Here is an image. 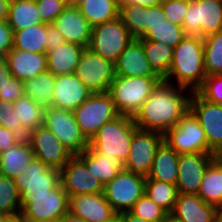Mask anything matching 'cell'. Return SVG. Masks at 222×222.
Listing matches in <instances>:
<instances>
[{
  "mask_svg": "<svg viewBox=\"0 0 222 222\" xmlns=\"http://www.w3.org/2000/svg\"><path fill=\"white\" fill-rule=\"evenodd\" d=\"M164 11L161 5L146 7V35L152 30V27L166 22Z\"/></svg>",
  "mask_w": 222,
  "mask_h": 222,
  "instance_id": "cell-48",
  "label": "cell"
},
{
  "mask_svg": "<svg viewBox=\"0 0 222 222\" xmlns=\"http://www.w3.org/2000/svg\"><path fill=\"white\" fill-rule=\"evenodd\" d=\"M161 6L168 21L183 26L189 0H164Z\"/></svg>",
  "mask_w": 222,
  "mask_h": 222,
  "instance_id": "cell-45",
  "label": "cell"
},
{
  "mask_svg": "<svg viewBox=\"0 0 222 222\" xmlns=\"http://www.w3.org/2000/svg\"><path fill=\"white\" fill-rule=\"evenodd\" d=\"M144 193L168 213L172 212L179 194L176 185L154 179H146Z\"/></svg>",
  "mask_w": 222,
  "mask_h": 222,
  "instance_id": "cell-36",
  "label": "cell"
},
{
  "mask_svg": "<svg viewBox=\"0 0 222 222\" xmlns=\"http://www.w3.org/2000/svg\"><path fill=\"white\" fill-rule=\"evenodd\" d=\"M69 212V196L60 183L48 194H25L21 214L25 220H62Z\"/></svg>",
  "mask_w": 222,
  "mask_h": 222,
  "instance_id": "cell-7",
  "label": "cell"
},
{
  "mask_svg": "<svg viewBox=\"0 0 222 222\" xmlns=\"http://www.w3.org/2000/svg\"><path fill=\"white\" fill-rule=\"evenodd\" d=\"M186 90L162 79L133 116L134 124L141 130L165 134L189 110L192 91L185 95Z\"/></svg>",
  "mask_w": 222,
  "mask_h": 222,
  "instance_id": "cell-1",
  "label": "cell"
},
{
  "mask_svg": "<svg viewBox=\"0 0 222 222\" xmlns=\"http://www.w3.org/2000/svg\"><path fill=\"white\" fill-rule=\"evenodd\" d=\"M196 92L206 101L222 105V75L206 76Z\"/></svg>",
  "mask_w": 222,
  "mask_h": 222,
  "instance_id": "cell-43",
  "label": "cell"
},
{
  "mask_svg": "<svg viewBox=\"0 0 222 222\" xmlns=\"http://www.w3.org/2000/svg\"><path fill=\"white\" fill-rule=\"evenodd\" d=\"M13 48V30L7 20L0 22V57H4Z\"/></svg>",
  "mask_w": 222,
  "mask_h": 222,
  "instance_id": "cell-47",
  "label": "cell"
},
{
  "mask_svg": "<svg viewBox=\"0 0 222 222\" xmlns=\"http://www.w3.org/2000/svg\"><path fill=\"white\" fill-rule=\"evenodd\" d=\"M81 133L89 141L102 125L115 119L120 114L108 92L92 93L73 111Z\"/></svg>",
  "mask_w": 222,
  "mask_h": 222,
  "instance_id": "cell-6",
  "label": "cell"
},
{
  "mask_svg": "<svg viewBox=\"0 0 222 222\" xmlns=\"http://www.w3.org/2000/svg\"><path fill=\"white\" fill-rule=\"evenodd\" d=\"M215 222H222V205L218 206L216 209Z\"/></svg>",
  "mask_w": 222,
  "mask_h": 222,
  "instance_id": "cell-59",
  "label": "cell"
},
{
  "mask_svg": "<svg viewBox=\"0 0 222 222\" xmlns=\"http://www.w3.org/2000/svg\"><path fill=\"white\" fill-rule=\"evenodd\" d=\"M161 80L160 77L115 76L108 93L120 115L133 117Z\"/></svg>",
  "mask_w": 222,
  "mask_h": 222,
  "instance_id": "cell-4",
  "label": "cell"
},
{
  "mask_svg": "<svg viewBox=\"0 0 222 222\" xmlns=\"http://www.w3.org/2000/svg\"><path fill=\"white\" fill-rule=\"evenodd\" d=\"M64 222H86L80 217L72 215L70 212H68L62 219Z\"/></svg>",
  "mask_w": 222,
  "mask_h": 222,
  "instance_id": "cell-56",
  "label": "cell"
},
{
  "mask_svg": "<svg viewBox=\"0 0 222 222\" xmlns=\"http://www.w3.org/2000/svg\"><path fill=\"white\" fill-rule=\"evenodd\" d=\"M164 143V134L137 129L132 138L130 152L123 169L147 176L159 147Z\"/></svg>",
  "mask_w": 222,
  "mask_h": 222,
  "instance_id": "cell-13",
  "label": "cell"
},
{
  "mask_svg": "<svg viewBox=\"0 0 222 222\" xmlns=\"http://www.w3.org/2000/svg\"><path fill=\"white\" fill-rule=\"evenodd\" d=\"M4 58L12 76L22 82L47 71L46 53H31L12 48Z\"/></svg>",
  "mask_w": 222,
  "mask_h": 222,
  "instance_id": "cell-23",
  "label": "cell"
},
{
  "mask_svg": "<svg viewBox=\"0 0 222 222\" xmlns=\"http://www.w3.org/2000/svg\"><path fill=\"white\" fill-rule=\"evenodd\" d=\"M77 156L86 164L90 173L104 185L123 169V165L117 158L107 154H98L90 147Z\"/></svg>",
  "mask_w": 222,
  "mask_h": 222,
  "instance_id": "cell-27",
  "label": "cell"
},
{
  "mask_svg": "<svg viewBox=\"0 0 222 222\" xmlns=\"http://www.w3.org/2000/svg\"><path fill=\"white\" fill-rule=\"evenodd\" d=\"M115 75L124 77H159L151 68L142 39H133L114 63Z\"/></svg>",
  "mask_w": 222,
  "mask_h": 222,
  "instance_id": "cell-22",
  "label": "cell"
},
{
  "mask_svg": "<svg viewBox=\"0 0 222 222\" xmlns=\"http://www.w3.org/2000/svg\"><path fill=\"white\" fill-rule=\"evenodd\" d=\"M164 0H120V4L140 5L142 7H152L161 5Z\"/></svg>",
  "mask_w": 222,
  "mask_h": 222,
  "instance_id": "cell-52",
  "label": "cell"
},
{
  "mask_svg": "<svg viewBox=\"0 0 222 222\" xmlns=\"http://www.w3.org/2000/svg\"><path fill=\"white\" fill-rule=\"evenodd\" d=\"M206 76L222 75V31L203 37Z\"/></svg>",
  "mask_w": 222,
  "mask_h": 222,
  "instance_id": "cell-38",
  "label": "cell"
},
{
  "mask_svg": "<svg viewBox=\"0 0 222 222\" xmlns=\"http://www.w3.org/2000/svg\"><path fill=\"white\" fill-rule=\"evenodd\" d=\"M3 222H25L21 213L7 215Z\"/></svg>",
  "mask_w": 222,
  "mask_h": 222,
  "instance_id": "cell-55",
  "label": "cell"
},
{
  "mask_svg": "<svg viewBox=\"0 0 222 222\" xmlns=\"http://www.w3.org/2000/svg\"><path fill=\"white\" fill-rule=\"evenodd\" d=\"M143 49L153 71L164 79L173 59L174 48L162 42L143 41Z\"/></svg>",
  "mask_w": 222,
  "mask_h": 222,
  "instance_id": "cell-34",
  "label": "cell"
},
{
  "mask_svg": "<svg viewBox=\"0 0 222 222\" xmlns=\"http://www.w3.org/2000/svg\"><path fill=\"white\" fill-rule=\"evenodd\" d=\"M34 152L27 139H21L17 144L0 153V175L15 179L29 166Z\"/></svg>",
  "mask_w": 222,
  "mask_h": 222,
  "instance_id": "cell-25",
  "label": "cell"
},
{
  "mask_svg": "<svg viewBox=\"0 0 222 222\" xmlns=\"http://www.w3.org/2000/svg\"><path fill=\"white\" fill-rule=\"evenodd\" d=\"M198 196L215 207L222 205V166L214 160L205 170Z\"/></svg>",
  "mask_w": 222,
  "mask_h": 222,
  "instance_id": "cell-33",
  "label": "cell"
},
{
  "mask_svg": "<svg viewBox=\"0 0 222 222\" xmlns=\"http://www.w3.org/2000/svg\"><path fill=\"white\" fill-rule=\"evenodd\" d=\"M69 212L86 222H104L117 214L103 193L69 197Z\"/></svg>",
  "mask_w": 222,
  "mask_h": 222,
  "instance_id": "cell-20",
  "label": "cell"
},
{
  "mask_svg": "<svg viewBox=\"0 0 222 222\" xmlns=\"http://www.w3.org/2000/svg\"><path fill=\"white\" fill-rule=\"evenodd\" d=\"M56 76L45 71L24 82L25 96L44 108L52 105Z\"/></svg>",
  "mask_w": 222,
  "mask_h": 222,
  "instance_id": "cell-31",
  "label": "cell"
},
{
  "mask_svg": "<svg viewBox=\"0 0 222 222\" xmlns=\"http://www.w3.org/2000/svg\"><path fill=\"white\" fill-rule=\"evenodd\" d=\"M104 222H123V220L120 214H116L114 217Z\"/></svg>",
  "mask_w": 222,
  "mask_h": 222,
  "instance_id": "cell-60",
  "label": "cell"
},
{
  "mask_svg": "<svg viewBox=\"0 0 222 222\" xmlns=\"http://www.w3.org/2000/svg\"><path fill=\"white\" fill-rule=\"evenodd\" d=\"M119 17L134 39L146 36V7L119 4Z\"/></svg>",
  "mask_w": 222,
  "mask_h": 222,
  "instance_id": "cell-37",
  "label": "cell"
},
{
  "mask_svg": "<svg viewBox=\"0 0 222 222\" xmlns=\"http://www.w3.org/2000/svg\"><path fill=\"white\" fill-rule=\"evenodd\" d=\"M186 36L183 27L166 21L152 27V30L142 39L143 41H156L175 47Z\"/></svg>",
  "mask_w": 222,
  "mask_h": 222,
  "instance_id": "cell-39",
  "label": "cell"
},
{
  "mask_svg": "<svg viewBox=\"0 0 222 222\" xmlns=\"http://www.w3.org/2000/svg\"><path fill=\"white\" fill-rule=\"evenodd\" d=\"M120 215L122 216L123 222H152L148 220H143L142 218L132 214L130 211L120 213Z\"/></svg>",
  "mask_w": 222,
  "mask_h": 222,
  "instance_id": "cell-53",
  "label": "cell"
},
{
  "mask_svg": "<svg viewBox=\"0 0 222 222\" xmlns=\"http://www.w3.org/2000/svg\"><path fill=\"white\" fill-rule=\"evenodd\" d=\"M213 160L222 166V146L213 153Z\"/></svg>",
  "mask_w": 222,
  "mask_h": 222,
  "instance_id": "cell-57",
  "label": "cell"
},
{
  "mask_svg": "<svg viewBox=\"0 0 222 222\" xmlns=\"http://www.w3.org/2000/svg\"><path fill=\"white\" fill-rule=\"evenodd\" d=\"M52 24L58 29L65 42L88 48L92 26L78 7L68 4Z\"/></svg>",
  "mask_w": 222,
  "mask_h": 222,
  "instance_id": "cell-19",
  "label": "cell"
},
{
  "mask_svg": "<svg viewBox=\"0 0 222 222\" xmlns=\"http://www.w3.org/2000/svg\"><path fill=\"white\" fill-rule=\"evenodd\" d=\"M7 22L13 32L43 23L32 0L9 1Z\"/></svg>",
  "mask_w": 222,
  "mask_h": 222,
  "instance_id": "cell-30",
  "label": "cell"
},
{
  "mask_svg": "<svg viewBox=\"0 0 222 222\" xmlns=\"http://www.w3.org/2000/svg\"><path fill=\"white\" fill-rule=\"evenodd\" d=\"M12 74L4 57H0V91L3 92Z\"/></svg>",
  "mask_w": 222,
  "mask_h": 222,
  "instance_id": "cell-51",
  "label": "cell"
},
{
  "mask_svg": "<svg viewBox=\"0 0 222 222\" xmlns=\"http://www.w3.org/2000/svg\"><path fill=\"white\" fill-rule=\"evenodd\" d=\"M137 129L132 116L119 115L100 127L89 140V147L98 154L114 156L123 165L129 155L133 134Z\"/></svg>",
  "mask_w": 222,
  "mask_h": 222,
  "instance_id": "cell-3",
  "label": "cell"
},
{
  "mask_svg": "<svg viewBox=\"0 0 222 222\" xmlns=\"http://www.w3.org/2000/svg\"><path fill=\"white\" fill-rule=\"evenodd\" d=\"M216 209L196 194L179 193L171 213L182 222H215Z\"/></svg>",
  "mask_w": 222,
  "mask_h": 222,
  "instance_id": "cell-24",
  "label": "cell"
},
{
  "mask_svg": "<svg viewBox=\"0 0 222 222\" xmlns=\"http://www.w3.org/2000/svg\"><path fill=\"white\" fill-rule=\"evenodd\" d=\"M8 0H0V22L6 21L8 18Z\"/></svg>",
  "mask_w": 222,
  "mask_h": 222,
  "instance_id": "cell-54",
  "label": "cell"
},
{
  "mask_svg": "<svg viewBox=\"0 0 222 222\" xmlns=\"http://www.w3.org/2000/svg\"><path fill=\"white\" fill-rule=\"evenodd\" d=\"M14 182L20 193V198L25 194H48L60 184V170L48 167L34 157L25 171L16 176Z\"/></svg>",
  "mask_w": 222,
  "mask_h": 222,
  "instance_id": "cell-14",
  "label": "cell"
},
{
  "mask_svg": "<svg viewBox=\"0 0 222 222\" xmlns=\"http://www.w3.org/2000/svg\"><path fill=\"white\" fill-rule=\"evenodd\" d=\"M189 110L204 129L209 148L216 151L222 146V105L210 103L192 92Z\"/></svg>",
  "mask_w": 222,
  "mask_h": 222,
  "instance_id": "cell-17",
  "label": "cell"
},
{
  "mask_svg": "<svg viewBox=\"0 0 222 222\" xmlns=\"http://www.w3.org/2000/svg\"><path fill=\"white\" fill-rule=\"evenodd\" d=\"M133 39L120 17H117L92 27L88 48L115 63Z\"/></svg>",
  "mask_w": 222,
  "mask_h": 222,
  "instance_id": "cell-5",
  "label": "cell"
},
{
  "mask_svg": "<svg viewBox=\"0 0 222 222\" xmlns=\"http://www.w3.org/2000/svg\"><path fill=\"white\" fill-rule=\"evenodd\" d=\"M160 222H182L179 218L175 217L172 213H168Z\"/></svg>",
  "mask_w": 222,
  "mask_h": 222,
  "instance_id": "cell-58",
  "label": "cell"
},
{
  "mask_svg": "<svg viewBox=\"0 0 222 222\" xmlns=\"http://www.w3.org/2000/svg\"><path fill=\"white\" fill-rule=\"evenodd\" d=\"M65 42L63 36L53 24H47V51L56 49Z\"/></svg>",
  "mask_w": 222,
  "mask_h": 222,
  "instance_id": "cell-50",
  "label": "cell"
},
{
  "mask_svg": "<svg viewBox=\"0 0 222 222\" xmlns=\"http://www.w3.org/2000/svg\"><path fill=\"white\" fill-rule=\"evenodd\" d=\"M8 214L3 211H0V222H3Z\"/></svg>",
  "mask_w": 222,
  "mask_h": 222,
  "instance_id": "cell-63",
  "label": "cell"
},
{
  "mask_svg": "<svg viewBox=\"0 0 222 222\" xmlns=\"http://www.w3.org/2000/svg\"><path fill=\"white\" fill-rule=\"evenodd\" d=\"M120 0H86L78 8L93 27L119 17Z\"/></svg>",
  "mask_w": 222,
  "mask_h": 222,
  "instance_id": "cell-32",
  "label": "cell"
},
{
  "mask_svg": "<svg viewBox=\"0 0 222 222\" xmlns=\"http://www.w3.org/2000/svg\"><path fill=\"white\" fill-rule=\"evenodd\" d=\"M92 92L74 73L56 76L52 99L53 107L74 111Z\"/></svg>",
  "mask_w": 222,
  "mask_h": 222,
  "instance_id": "cell-21",
  "label": "cell"
},
{
  "mask_svg": "<svg viewBox=\"0 0 222 222\" xmlns=\"http://www.w3.org/2000/svg\"><path fill=\"white\" fill-rule=\"evenodd\" d=\"M0 211L8 215L21 213L20 193L14 179L0 175Z\"/></svg>",
  "mask_w": 222,
  "mask_h": 222,
  "instance_id": "cell-40",
  "label": "cell"
},
{
  "mask_svg": "<svg viewBox=\"0 0 222 222\" xmlns=\"http://www.w3.org/2000/svg\"><path fill=\"white\" fill-rule=\"evenodd\" d=\"M35 2L41 21L47 24H52L68 5V0H36Z\"/></svg>",
  "mask_w": 222,
  "mask_h": 222,
  "instance_id": "cell-44",
  "label": "cell"
},
{
  "mask_svg": "<svg viewBox=\"0 0 222 222\" xmlns=\"http://www.w3.org/2000/svg\"><path fill=\"white\" fill-rule=\"evenodd\" d=\"M25 222H55L54 220H25Z\"/></svg>",
  "mask_w": 222,
  "mask_h": 222,
  "instance_id": "cell-62",
  "label": "cell"
},
{
  "mask_svg": "<svg viewBox=\"0 0 222 222\" xmlns=\"http://www.w3.org/2000/svg\"><path fill=\"white\" fill-rule=\"evenodd\" d=\"M13 113L20 119L23 130L29 134L43 124L45 108L28 96L17 99L14 103Z\"/></svg>",
  "mask_w": 222,
  "mask_h": 222,
  "instance_id": "cell-35",
  "label": "cell"
},
{
  "mask_svg": "<svg viewBox=\"0 0 222 222\" xmlns=\"http://www.w3.org/2000/svg\"><path fill=\"white\" fill-rule=\"evenodd\" d=\"M28 142L37 159L48 167L61 170L73 156L62 142L43 125L27 135Z\"/></svg>",
  "mask_w": 222,
  "mask_h": 222,
  "instance_id": "cell-15",
  "label": "cell"
},
{
  "mask_svg": "<svg viewBox=\"0 0 222 222\" xmlns=\"http://www.w3.org/2000/svg\"><path fill=\"white\" fill-rule=\"evenodd\" d=\"M24 95V82L19 81L17 78L12 76L3 92L0 91V100H6L7 102L14 103L17 99L22 98Z\"/></svg>",
  "mask_w": 222,
  "mask_h": 222,
  "instance_id": "cell-46",
  "label": "cell"
},
{
  "mask_svg": "<svg viewBox=\"0 0 222 222\" xmlns=\"http://www.w3.org/2000/svg\"><path fill=\"white\" fill-rule=\"evenodd\" d=\"M42 125L49 129L73 156L81 154L89 147V141L81 133L73 111L46 107Z\"/></svg>",
  "mask_w": 222,
  "mask_h": 222,
  "instance_id": "cell-8",
  "label": "cell"
},
{
  "mask_svg": "<svg viewBox=\"0 0 222 222\" xmlns=\"http://www.w3.org/2000/svg\"><path fill=\"white\" fill-rule=\"evenodd\" d=\"M164 142L178 154L214 153L208 146L204 129L190 110L164 134Z\"/></svg>",
  "mask_w": 222,
  "mask_h": 222,
  "instance_id": "cell-9",
  "label": "cell"
},
{
  "mask_svg": "<svg viewBox=\"0 0 222 222\" xmlns=\"http://www.w3.org/2000/svg\"><path fill=\"white\" fill-rule=\"evenodd\" d=\"M176 86L196 92L206 77L204 45L200 36L186 35L175 47L167 76L163 79Z\"/></svg>",
  "mask_w": 222,
  "mask_h": 222,
  "instance_id": "cell-2",
  "label": "cell"
},
{
  "mask_svg": "<svg viewBox=\"0 0 222 222\" xmlns=\"http://www.w3.org/2000/svg\"><path fill=\"white\" fill-rule=\"evenodd\" d=\"M182 27L186 35L202 38L222 31V0H189Z\"/></svg>",
  "mask_w": 222,
  "mask_h": 222,
  "instance_id": "cell-11",
  "label": "cell"
},
{
  "mask_svg": "<svg viewBox=\"0 0 222 222\" xmlns=\"http://www.w3.org/2000/svg\"><path fill=\"white\" fill-rule=\"evenodd\" d=\"M14 104L6 100H0V126L15 132L22 139L27 138V133L23 130L22 124L16 113H13Z\"/></svg>",
  "mask_w": 222,
  "mask_h": 222,
  "instance_id": "cell-42",
  "label": "cell"
},
{
  "mask_svg": "<svg viewBox=\"0 0 222 222\" xmlns=\"http://www.w3.org/2000/svg\"><path fill=\"white\" fill-rule=\"evenodd\" d=\"M60 183L69 197L104 192V184L87 169L77 156H72L60 170Z\"/></svg>",
  "mask_w": 222,
  "mask_h": 222,
  "instance_id": "cell-16",
  "label": "cell"
},
{
  "mask_svg": "<svg viewBox=\"0 0 222 222\" xmlns=\"http://www.w3.org/2000/svg\"><path fill=\"white\" fill-rule=\"evenodd\" d=\"M74 74L92 92H108L115 79L113 62L85 48Z\"/></svg>",
  "mask_w": 222,
  "mask_h": 222,
  "instance_id": "cell-12",
  "label": "cell"
},
{
  "mask_svg": "<svg viewBox=\"0 0 222 222\" xmlns=\"http://www.w3.org/2000/svg\"><path fill=\"white\" fill-rule=\"evenodd\" d=\"M179 154L165 142L159 147L146 179H154L176 185Z\"/></svg>",
  "mask_w": 222,
  "mask_h": 222,
  "instance_id": "cell-28",
  "label": "cell"
},
{
  "mask_svg": "<svg viewBox=\"0 0 222 222\" xmlns=\"http://www.w3.org/2000/svg\"><path fill=\"white\" fill-rule=\"evenodd\" d=\"M85 47L64 42L56 49L47 51V71L55 76L75 72Z\"/></svg>",
  "mask_w": 222,
  "mask_h": 222,
  "instance_id": "cell-26",
  "label": "cell"
},
{
  "mask_svg": "<svg viewBox=\"0 0 222 222\" xmlns=\"http://www.w3.org/2000/svg\"><path fill=\"white\" fill-rule=\"evenodd\" d=\"M130 212L143 220L160 222L168 212L157 205L145 193L135 202Z\"/></svg>",
  "mask_w": 222,
  "mask_h": 222,
  "instance_id": "cell-41",
  "label": "cell"
},
{
  "mask_svg": "<svg viewBox=\"0 0 222 222\" xmlns=\"http://www.w3.org/2000/svg\"><path fill=\"white\" fill-rule=\"evenodd\" d=\"M84 1H86V0H68V4L71 5V6L78 7Z\"/></svg>",
  "mask_w": 222,
  "mask_h": 222,
  "instance_id": "cell-61",
  "label": "cell"
},
{
  "mask_svg": "<svg viewBox=\"0 0 222 222\" xmlns=\"http://www.w3.org/2000/svg\"><path fill=\"white\" fill-rule=\"evenodd\" d=\"M213 153L179 154L176 187L178 193L198 195L206 168Z\"/></svg>",
  "mask_w": 222,
  "mask_h": 222,
  "instance_id": "cell-18",
  "label": "cell"
},
{
  "mask_svg": "<svg viewBox=\"0 0 222 222\" xmlns=\"http://www.w3.org/2000/svg\"><path fill=\"white\" fill-rule=\"evenodd\" d=\"M146 176L122 169L104 185V196L117 213L130 211L145 192Z\"/></svg>",
  "mask_w": 222,
  "mask_h": 222,
  "instance_id": "cell-10",
  "label": "cell"
},
{
  "mask_svg": "<svg viewBox=\"0 0 222 222\" xmlns=\"http://www.w3.org/2000/svg\"><path fill=\"white\" fill-rule=\"evenodd\" d=\"M21 139L15 132L0 126V153L17 144Z\"/></svg>",
  "mask_w": 222,
  "mask_h": 222,
  "instance_id": "cell-49",
  "label": "cell"
},
{
  "mask_svg": "<svg viewBox=\"0 0 222 222\" xmlns=\"http://www.w3.org/2000/svg\"><path fill=\"white\" fill-rule=\"evenodd\" d=\"M13 48L31 53L47 52V23L13 32Z\"/></svg>",
  "mask_w": 222,
  "mask_h": 222,
  "instance_id": "cell-29",
  "label": "cell"
}]
</instances>
